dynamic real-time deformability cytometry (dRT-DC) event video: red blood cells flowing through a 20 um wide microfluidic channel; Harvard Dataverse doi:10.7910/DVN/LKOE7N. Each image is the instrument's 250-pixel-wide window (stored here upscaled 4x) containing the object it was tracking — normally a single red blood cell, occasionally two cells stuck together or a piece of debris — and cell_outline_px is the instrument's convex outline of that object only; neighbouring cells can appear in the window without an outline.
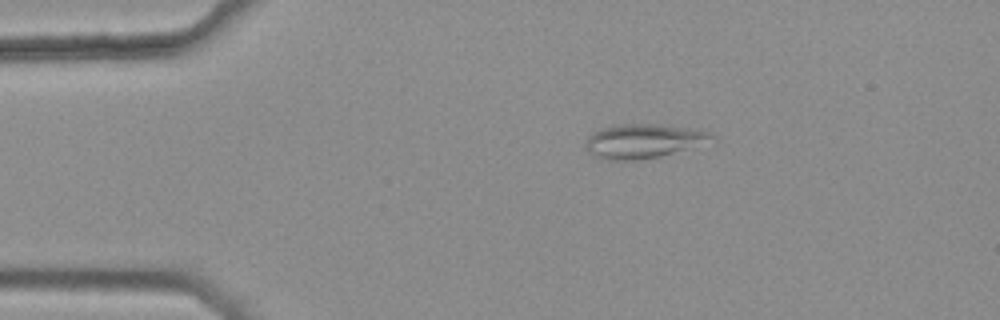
{"species": "common noctule bat (a hibernating species)", "species_latin": "Nyctalus noctula", "temperature_condition": "warm", "stored_images_in_passage": 3, "camera_frame_rate_fps": 3000, "um_per_image_px": 0.085, "animal": {"sex": "female", "body_mass_g": 25.1}, "frame": {"image": 1, "passage_image": 1, "time_ms": 0.0, "image_size_px": [1000, 320], "cell_outline_px": [[720, 140], [660, 156], [636, 160], [608, 160], [592, 156], [584, 148], [584, 144], [588, 136], [600, 128], [612, 124], [648, 124], [700, 128], [716, 136]], "centroid_in_image_um": [54.72, 11.98], "position_along_channel_um": 30.3, "area_um2": 25.72}}